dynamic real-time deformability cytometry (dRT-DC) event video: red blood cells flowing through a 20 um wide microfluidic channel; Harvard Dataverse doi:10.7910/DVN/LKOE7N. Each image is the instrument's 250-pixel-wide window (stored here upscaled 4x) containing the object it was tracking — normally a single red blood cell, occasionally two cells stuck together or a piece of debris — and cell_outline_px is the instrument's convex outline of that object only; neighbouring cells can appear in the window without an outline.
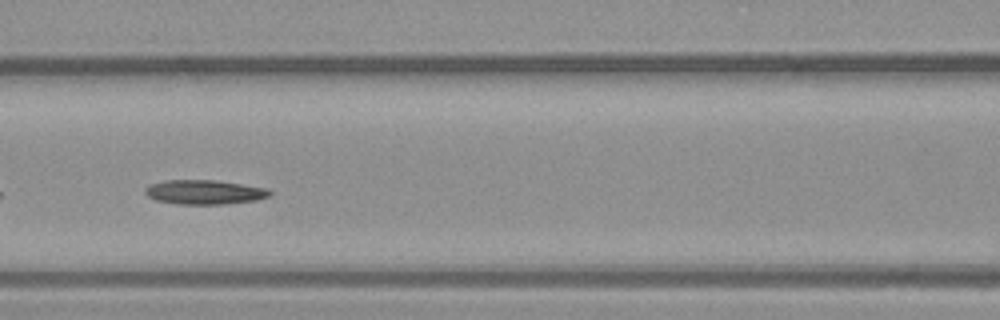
{"species": "common noctule bat (a hibernating species)", "species_latin": "Nyctalus noctula", "temperature_condition": "warm", "stored_images_in_passage": 52, "camera_frame_rate_fps": 3000, "um_per_image_px": 0.085, "animal": {"sex": "male", "body_mass_g": 23.1, "forearm_length_mm": 52.7}, "frame": {"image": 1, "passage_image": 22, "time_ms": 7.0, "image_size_px": [1000, 320], "cell_outline_px": [[272, 192], [268, 196], [256, 200], [224, 204], [176, 204], [156, 200], [148, 196], [144, 192], [144, 188], [152, 184], [164, 180], [216, 180], [268, 188]], "centroid_in_image_um": [17.37, 16.33], "position_along_channel_um": 149.2, "area_um2": 17.69}}
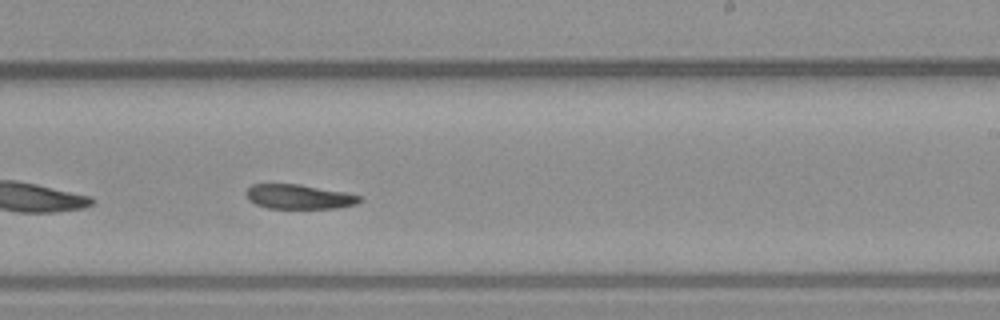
{"frame": {"image": 2, "passage_image": 31, "time_ms": 10.0, "image_size_px": [1000, 320], "cell_outline_px": [[360, 200], [356, 204], [336, 208], [268, 208], [256, 204], [248, 200], [244, 192], [252, 184], [300, 184], [344, 192], [360, 196]], "centroid_in_image_um": [25.36, 16.72], "position_along_channel_um": 263.6, "area_um2": 16.13}}
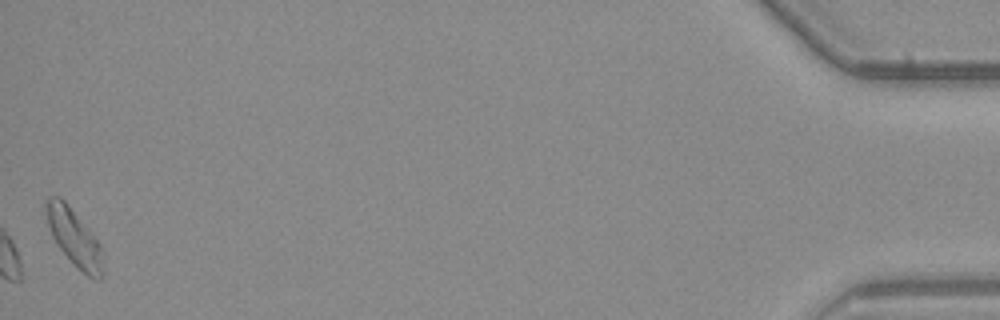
{"frame": {"image": 3, "passage_image": 52, "time_ms": 17.0, "image_size_px": [1000, 320], "cell_outline_px": [[104, 276], [100, 280], [92, 280], [56, 244], [52, 236], [48, 224], [44, 204], [48, 196], [60, 196], [68, 204], [100, 244], [104, 272]], "centroid_in_image_um": [6.31, 20.18], "position_along_channel_um": 428.9, "area_um2": 18.55}, "authors_computed_cell_mechanics": {"area_um2": 17.7446, "velocity_mm_per_s": 3.8302, "shape_relaxation_time_tau1_ms": 2.6698, "shape_relaxation_time_tau2_ms": null, "deformation_change_tau1": 0.132, "deformation_change_tau2": null}}